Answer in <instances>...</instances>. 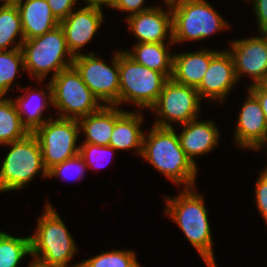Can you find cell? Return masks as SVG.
<instances>
[{"label":"cell","mask_w":267,"mask_h":267,"mask_svg":"<svg viewBox=\"0 0 267 267\" xmlns=\"http://www.w3.org/2000/svg\"><path fill=\"white\" fill-rule=\"evenodd\" d=\"M150 130L143 138V159L174 184H183L184 188L194 187L198 168L181 148L175 130L154 125Z\"/></svg>","instance_id":"cell-1"},{"label":"cell","mask_w":267,"mask_h":267,"mask_svg":"<svg viewBox=\"0 0 267 267\" xmlns=\"http://www.w3.org/2000/svg\"><path fill=\"white\" fill-rule=\"evenodd\" d=\"M194 188H184L178 197L166 198L165 213L181 228L207 267H216L210 223L204 200Z\"/></svg>","instance_id":"cell-2"},{"label":"cell","mask_w":267,"mask_h":267,"mask_svg":"<svg viewBox=\"0 0 267 267\" xmlns=\"http://www.w3.org/2000/svg\"><path fill=\"white\" fill-rule=\"evenodd\" d=\"M30 238L31 257L46 266L69 267L70 260L77 252L70 232L49 203L38 218L35 234ZM79 266L80 263L73 265Z\"/></svg>","instance_id":"cell-3"},{"label":"cell","mask_w":267,"mask_h":267,"mask_svg":"<svg viewBox=\"0 0 267 267\" xmlns=\"http://www.w3.org/2000/svg\"><path fill=\"white\" fill-rule=\"evenodd\" d=\"M21 51L25 70L33 78L36 77L39 83L50 71H53V78L63 69L72 66L74 60L60 25L39 37L24 40Z\"/></svg>","instance_id":"cell-4"},{"label":"cell","mask_w":267,"mask_h":267,"mask_svg":"<svg viewBox=\"0 0 267 267\" xmlns=\"http://www.w3.org/2000/svg\"><path fill=\"white\" fill-rule=\"evenodd\" d=\"M173 43L197 41L228 28V23L206 0H171Z\"/></svg>","instance_id":"cell-5"},{"label":"cell","mask_w":267,"mask_h":267,"mask_svg":"<svg viewBox=\"0 0 267 267\" xmlns=\"http://www.w3.org/2000/svg\"><path fill=\"white\" fill-rule=\"evenodd\" d=\"M10 150L0 168V192L19 190L31 181L38 172L47 177L43 165L42 150L39 140L29 133L22 140L9 144Z\"/></svg>","instance_id":"cell-6"},{"label":"cell","mask_w":267,"mask_h":267,"mask_svg":"<svg viewBox=\"0 0 267 267\" xmlns=\"http://www.w3.org/2000/svg\"><path fill=\"white\" fill-rule=\"evenodd\" d=\"M168 79L164 73L151 70L119 51V105L129 102L150 109Z\"/></svg>","instance_id":"cell-7"},{"label":"cell","mask_w":267,"mask_h":267,"mask_svg":"<svg viewBox=\"0 0 267 267\" xmlns=\"http://www.w3.org/2000/svg\"><path fill=\"white\" fill-rule=\"evenodd\" d=\"M49 83L52 105L60 111L58 117L79 119L103 106L73 65L60 71Z\"/></svg>","instance_id":"cell-8"},{"label":"cell","mask_w":267,"mask_h":267,"mask_svg":"<svg viewBox=\"0 0 267 267\" xmlns=\"http://www.w3.org/2000/svg\"><path fill=\"white\" fill-rule=\"evenodd\" d=\"M80 132L78 119L57 117L47 120L33 133L39 140L47 171L79 153L76 143Z\"/></svg>","instance_id":"cell-9"},{"label":"cell","mask_w":267,"mask_h":267,"mask_svg":"<svg viewBox=\"0 0 267 267\" xmlns=\"http://www.w3.org/2000/svg\"><path fill=\"white\" fill-rule=\"evenodd\" d=\"M201 99L195 87L187 86L169 78L160 93L157 102L150 108L161 119L154 126L174 128L172 122L181 125L197 119Z\"/></svg>","instance_id":"cell-10"},{"label":"cell","mask_w":267,"mask_h":267,"mask_svg":"<svg viewBox=\"0 0 267 267\" xmlns=\"http://www.w3.org/2000/svg\"><path fill=\"white\" fill-rule=\"evenodd\" d=\"M72 65L100 102L119 106V51L115 52L112 66L104 63L93 52L75 56Z\"/></svg>","instance_id":"cell-11"},{"label":"cell","mask_w":267,"mask_h":267,"mask_svg":"<svg viewBox=\"0 0 267 267\" xmlns=\"http://www.w3.org/2000/svg\"><path fill=\"white\" fill-rule=\"evenodd\" d=\"M231 42L228 51L234 61L237 79L247 74L254 81L251 85L263 83L267 78V34L261 32L258 37Z\"/></svg>","instance_id":"cell-12"},{"label":"cell","mask_w":267,"mask_h":267,"mask_svg":"<svg viewBox=\"0 0 267 267\" xmlns=\"http://www.w3.org/2000/svg\"><path fill=\"white\" fill-rule=\"evenodd\" d=\"M100 5L87 4L60 21L68 49L78 56L80 49L91 41L103 23V12Z\"/></svg>","instance_id":"cell-13"},{"label":"cell","mask_w":267,"mask_h":267,"mask_svg":"<svg viewBox=\"0 0 267 267\" xmlns=\"http://www.w3.org/2000/svg\"><path fill=\"white\" fill-rule=\"evenodd\" d=\"M237 81L232 55L228 50L218 51L212 57L203 80L196 89L201 100L210 98L223 103Z\"/></svg>","instance_id":"cell-14"},{"label":"cell","mask_w":267,"mask_h":267,"mask_svg":"<svg viewBox=\"0 0 267 267\" xmlns=\"http://www.w3.org/2000/svg\"><path fill=\"white\" fill-rule=\"evenodd\" d=\"M165 3L169 8L167 11L155 6L126 18L130 31L138 39L136 43H165V38L168 34L170 35L167 42L168 45L170 46L173 42L170 1H165Z\"/></svg>","instance_id":"cell-15"},{"label":"cell","mask_w":267,"mask_h":267,"mask_svg":"<svg viewBox=\"0 0 267 267\" xmlns=\"http://www.w3.org/2000/svg\"><path fill=\"white\" fill-rule=\"evenodd\" d=\"M239 112L235 141L242 148L258 150L267 138V121L257 97L250 91Z\"/></svg>","instance_id":"cell-16"},{"label":"cell","mask_w":267,"mask_h":267,"mask_svg":"<svg viewBox=\"0 0 267 267\" xmlns=\"http://www.w3.org/2000/svg\"><path fill=\"white\" fill-rule=\"evenodd\" d=\"M182 126V132L177 134L180 146L186 156L196 165L194 157L207 154L218 145L219 129L212 120L198 121V118Z\"/></svg>","instance_id":"cell-17"},{"label":"cell","mask_w":267,"mask_h":267,"mask_svg":"<svg viewBox=\"0 0 267 267\" xmlns=\"http://www.w3.org/2000/svg\"><path fill=\"white\" fill-rule=\"evenodd\" d=\"M16 6L21 17L24 40L39 37L60 24L46 0H21Z\"/></svg>","instance_id":"cell-18"},{"label":"cell","mask_w":267,"mask_h":267,"mask_svg":"<svg viewBox=\"0 0 267 267\" xmlns=\"http://www.w3.org/2000/svg\"><path fill=\"white\" fill-rule=\"evenodd\" d=\"M217 52L218 50L202 49L191 53L173 54L171 78L178 83L197 88Z\"/></svg>","instance_id":"cell-19"},{"label":"cell","mask_w":267,"mask_h":267,"mask_svg":"<svg viewBox=\"0 0 267 267\" xmlns=\"http://www.w3.org/2000/svg\"><path fill=\"white\" fill-rule=\"evenodd\" d=\"M116 105H105L96 112L78 119L80 131L85 133L83 143L108 146L115 121L124 113Z\"/></svg>","instance_id":"cell-20"},{"label":"cell","mask_w":267,"mask_h":267,"mask_svg":"<svg viewBox=\"0 0 267 267\" xmlns=\"http://www.w3.org/2000/svg\"><path fill=\"white\" fill-rule=\"evenodd\" d=\"M144 121L141 112L125 111L114 124L109 146L115 150L135 149L142 154L144 131L140 128Z\"/></svg>","instance_id":"cell-21"},{"label":"cell","mask_w":267,"mask_h":267,"mask_svg":"<svg viewBox=\"0 0 267 267\" xmlns=\"http://www.w3.org/2000/svg\"><path fill=\"white\" fill-rule=\"evenodd\" d=\"M47 87L48 93L42 89L36 90L34 93L31 92L33 90L26 89L24 95L20 97L18 96L14 102L21 118L22 125L29 133H34L47 120H49L42 119L44 109L49 103L52 105V88L50 83L47 84ZM33 96L36 97L34 98Z\"/></svg>","instance_id":"cell-22"},{"label":"cell","mask_w":267,"mask_h":267,"mask_svg":"<svg viewBox=\"0 0 267 267\" xmlns=\"http://www.w3.org/2000/svg\"><path fill=\"white\" fill-rule=\"evenodd\" d=\"M168 49L165 43H136L132 51L124 52L135 62L171 78L173 55Z\"/></svg>","instance_id":"cell-23"},{"label":"cell","mask_w":267,"mask_h":267,"mask_svg":"<svg viewBox=\"0 0 267 267\" xmlns=\"http://www.w3.org/2000/svg\"><path fill=\"white\" fill-rule=\"evenodd\" d=\"M15 99L0 96V144L22 140L29 132L22 125Z\"/></svg>","instance_id":"cell-24"},{"label":"cell","mask_w":267,"mask_h":267,"mask_svg":"<svg viewBox=\"0 0 267 267\" xmlns=\"http://www.w3.org/2000/svg\"><path fill=\"white\" fill-rule=\"evenodd\" d=\"M31 256V238H19L0 231V267H18L23 257Z\"/></svg>","instance_id":"cell-25"},{"label":"cell","mask_w":267,"mask_h":267,"mask_svg":"<svg viewBox=\"0 0 267 267\" xmlns=\"http://www.w3.org/2000/svg\"><path fill=\"white\" fill-rule=\"evenodd\" d=\"M21 45L18 43L11 49L0 51V96L6 97V93L19 72V66L25 70Z\"/></svg>","instance_id":"cell-26"},{"label":"cell","mask_w":267,"mask_h":267,"mask_svg":"<svg viewBox=\"0 0 267 267\" xmlns=\"http://www.w3.org/2000/svg\"><path fill=\"white\" fill-rule=\"evenodd\" d=\"M21 35L19 44H23L24 34L21 17L17 6L0 7V51L8 50V46L15 44V38Z\"/></svg>","instance_id":"cell-27"},{"label":"cell","mask_w":267,"mask_h":267,"mask_svg":"<svg viewBox=\"0 0 267 267\" xmlns=\"http://www.w3.org/2000/svg\"><path fill=\"white\" fill-rule=\"evenodd\" d=\"M79 267H140L133 251L112 250L80 262Z\"/></svg>","instance_id":"cell-28"},{"label":"cell","mask_w":267,"mask_h":267,"mask_svg":"<svg viewBox=\"0 0 267 267\" xmlns=\"http://www.w3.org/2000/svg\"><path fill=\"white\" fill-rule=\"evenodd\" d=\"M86 168H87V165L85 164L84 159L78 153L76 156L69 158L63 161L62 163L54 165L52 168H50L47 171V178L60 176L66 180H70L72 179V176L74 173L73 179L75 180L76 178V180H79V179H82V177H84L83 175L85 174L84 171ZM75 171H76V175H75Z\"/></svg>","instance_id":"cell-29"},{"label":"cell","mask_w":267,"mask_h":267,"mask_svg":"<svg viewBox=\"0 0 267 267\" xmlns=\"http://www.w3.org/2000/svg\"><path fill=\"white\" fill-rule=\"evenodd\" d=\"M79 147H80L79 154L84 159V162L88 168L89 167L93 168V167H95V165H96V167H101L102 162H100L101 160L99 158L103 157V154H104V156L107 157V155L108 156L111 155L109 153L116 151L112 146H109V145L108 146H101V145H96V144H91V143H81V146H79ZM100 154H102V155H100ZM102 161H103V159H102ZM105 162H106V160H105Z\"/></svg>","instance_id":"cell-30"},{"label":"cell","mask_w":267,"mask_h":267,"mask_svg":"<svg viewBox=\"0 0 267 267\" xmlns=\"http://www.w3.org/2000/svg\"><path fill=\"white\" fill-rule=\"evenodd\" d=\"M256 181L255 200L258 210L267 224V170L260 171Z\"/></svg>","instance_id":"cell-31"},{"label":"cell","mask_w":267,"mask_h":267,"mask_svg":"<svg viewBox=\"0 0 267 267\" xmlns=\"http://www.w3.org/2000/svg\"><path fill=\"white\" fill-rule=\"evenodd\" d=\"M144 2L145 0H112L108 6L116 10L129 12L130 15L128 14V16H131L153 8L151 6L144 7Z\"/></svg>","instance_id":"cell-32"},{"label":"cell","mask_w":267,"mask_h":267,"mask_svg":"<svg viewBox=\"0 0 267 267\" xmlns=\"http://www.w3.org/2000/svg\"><path fill=\"white\" fill-rule=\"evenodd\" d=\"M51 8L53 15L59 20L69 16L74 10L77 0H46Z\"/></svg>","instance_id":"cell-33"},{"label":"cell","mask_w":267,"mask_h":267,"mask_svg":"<svg viewBox=\"0 0 267 267\" xmlns=\"http://www.w3.org/2000/svg\"><path fill=\"white\" fill-rule=\"evenodd\" d=\"M253 1V9L257 19L259 33L267 32V0H250Z\"/></svg>","instance_id":"cell-34"},{"label":"cell","mask_w":267,"mask_h":267,"mask_svg":"<svg viewBox=\"0 0 267 267\" xmlns=\"http://www.w3.org/2000/svg\"><path fill=\"white\" fill-rule=\"evenodd\" d=\"M248 89L257 97L258 101L260 102L267 121V87L263 83H260L250 85Z\"/></svg>","instance_id":"cell-35"},{"label":"cell","mask_w":267,"mask_h":267,"mask_svg":"<svg viewBox=\"0 0 267 267\" xmlns=\"http://www.w3.org/2000/svg\"><path fill=\"white\" fill-rule=\"evenodd\" d=\"M83 1H85V3L89 5H100L101 6L105 4L108 6L112 0H83Z\"/></svg>","instance_id":"cell-36"},{"label":"cell","mask_w":267,"mask_h":267,"mask_svg":"<svg viewBox=\"0 0 267 267\" xmlns=\"http://www.w3.org/2000/svg\"><path fill=\"white\" fill-rule=\"evenodd\" d=\"M4 6H16L21 0H0Z\"/></svg>","instance_id":"cell-37"},{"label":"cell","mask_w":267,"mask_h":267,"mask_svg":"<svg viewBox=\"0 0 267 267\" xmlns=\"http://www.w3.org/2000/svg\"><path fill=\"white\" fill-rule=\"evenodd\" d=\"M30 265L28 267H55V266H46V265H43L35 260H32L31 263H29Z\"/></svg>","instance_id":"cell-38"},{"label":"cell","mask_w":267,"mask_h":267,"mask_svg":"<svg viewBox=\"0 0 267 267\" xmlns=\"http://www.w3.org/2000/svg\"><path fill=\"white\" fill-rule=\"evenodd\" d=\"M265 144H267V138H266L265 142L263 143V145L258 149V151H259L260 149H262V147H264ZM264 169L267 170L266 167H265Z\"/></svg>","instance_id":"cell-39"},{"label":"cell","mask_w":267,"mask_h":267,"mask_svg":"<svg viewBox=\"0 0 267 267\" xmlns=\"http://www.w3.org/2000/svg\"><path fill=\"white\" fill-rule=\"evenodd\" d=\"M263 84L267 87V78H266V80L263 82Z\"/></svg>","instance_id":"cell-40"}]
</instances>
